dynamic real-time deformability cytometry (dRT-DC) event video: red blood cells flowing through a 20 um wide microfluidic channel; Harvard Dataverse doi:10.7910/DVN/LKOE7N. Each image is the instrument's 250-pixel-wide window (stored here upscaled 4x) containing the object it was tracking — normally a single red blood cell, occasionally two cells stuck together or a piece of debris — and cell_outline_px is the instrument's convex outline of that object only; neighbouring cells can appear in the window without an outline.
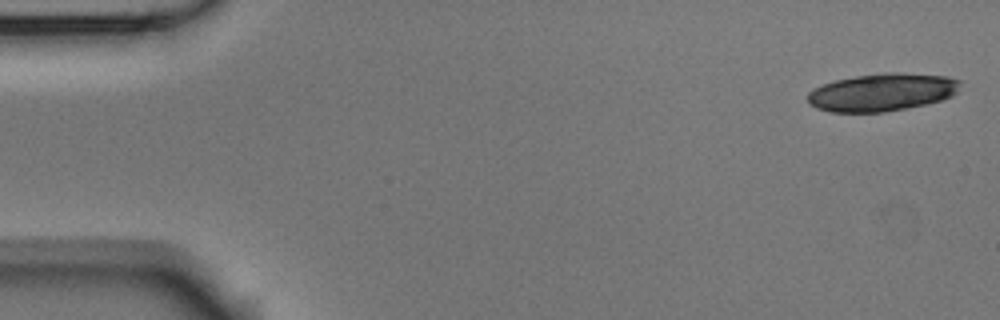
{"species": "Egyptian fruit bat (a non-hibernating species)", "species_latin": "Rousettus aegyptiacus", "temperature_condition": "room temperature", "stored_images_in_passage": 5, "camera_frame_rate_fps": 3000, "um_per_image_px": 0.085, "animal": {"sex": "male"}, "frame": {"image": 1, "passage_image": 1, "time_ms": 0.0, "image_size_px": [1000, 320], "cell_outline_px": [[960, 80], [956, 92], [952, 96], [940, 100], [924, 104], [884, 112], [832, 112], [816, 108], [808, 104], [808, 92], [812, 88], [836, 80], [856, 76], [884, 72], [896, 72], [948, 76]], "centroid_in_image_um": [74.94, 7.83], "position_along_channel_um": 10.1, "area_um2": 33.41}}
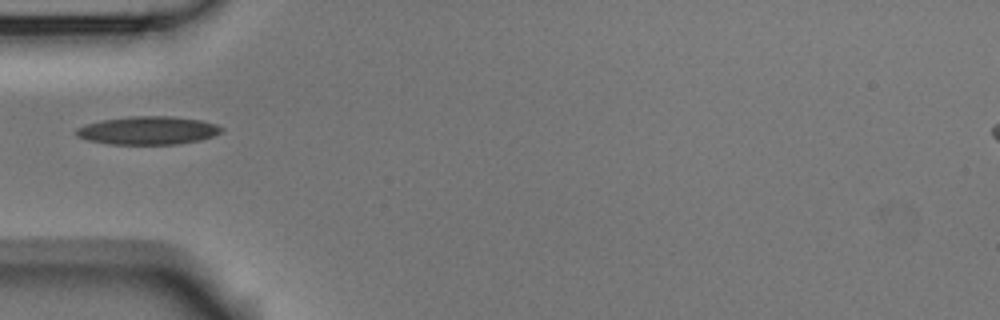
{"frame": {"image": 2, "passage_image": 5, "time_ms": 1.333, "image_size_px": [1000, 320], "cell_outline_px": [[224, 128], [220, 132], [212, 136], [200, 140], [176, 144], [112, 144], [88, 140], [76, 136], [76, 128], [100, 120], [128, 116], [172, 116], [200, 120], [216, 124]], "centroid_in_image_um": [12.57, 11.08], "position_along_channel_um": 72.4, "area_um2": 23.76}}